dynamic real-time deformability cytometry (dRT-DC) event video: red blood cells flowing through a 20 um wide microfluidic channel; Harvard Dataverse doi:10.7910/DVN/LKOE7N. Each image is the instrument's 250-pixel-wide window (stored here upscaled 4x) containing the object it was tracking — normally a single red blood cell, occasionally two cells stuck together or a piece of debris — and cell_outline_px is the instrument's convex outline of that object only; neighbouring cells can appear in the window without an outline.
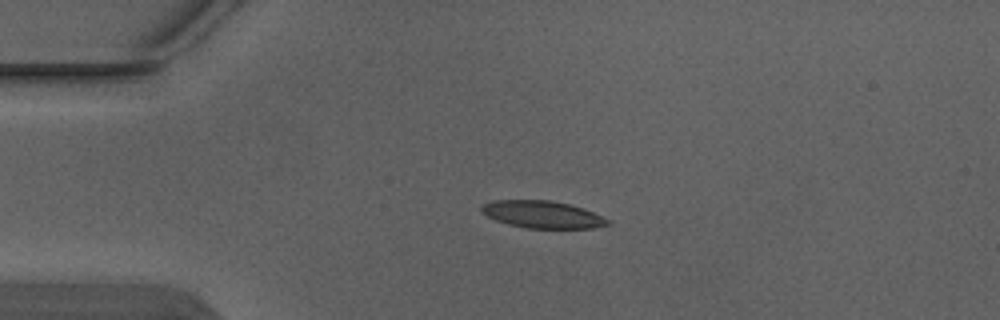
{"species": "Egyptian fruit bat (a non-hibernating species)", "species_latin": "Rousettus aegyptiacus", "temperature_condition": "warm", "stored_images_in_passage": 4, "camera_frame_rate_fps": 3000, "um_per_image_px": 0.085, "animal": {"sex": "male"}, "frame": {"image": 1, "passage_image": 3, "time_ms": 0.667, "image_size_px": [1000, 320], "cell_outline_px": [[612, 224], [592, 228], [528, 228], [508, 224], [496, 220], [488, 216], [480, 208], [484, 204], [492, 200], [548, 200], [568, 204], [584, 208], [612, 220]], "centroid_in_image_um": [46.17, 18.23], "position_along_channel_um": 38.8, "area_um2": 20.0}}